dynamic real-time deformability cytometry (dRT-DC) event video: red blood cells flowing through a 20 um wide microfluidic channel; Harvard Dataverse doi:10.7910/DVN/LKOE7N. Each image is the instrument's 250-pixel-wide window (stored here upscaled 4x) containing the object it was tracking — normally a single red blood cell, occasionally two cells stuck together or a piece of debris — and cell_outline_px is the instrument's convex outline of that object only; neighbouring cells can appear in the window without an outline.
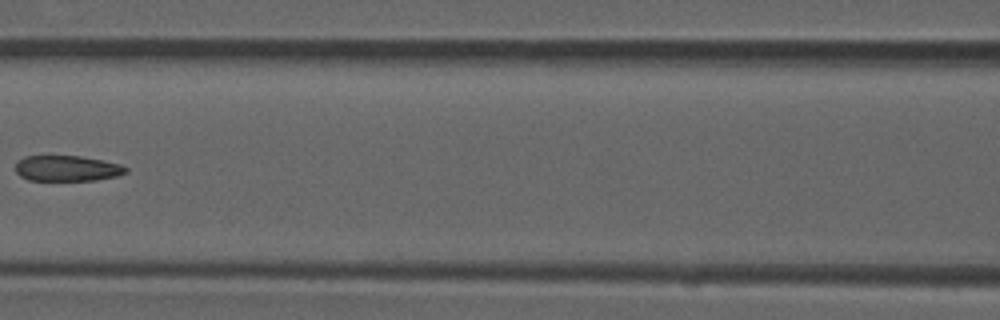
{"species": "common noctule bat (a hibernating species)", "species_latin": "Nyctalus noctula", "temperature_condition": "room temperature", "stored_images_in_passage": 6, "camera_frame_rate_fps": 3000, "um_per_image_px": 0.085, "animal": {"sex": "male", "forearm_length_mm": 52.5}, "frame": {"image": 1, "passage_image": 6, "time_ms": 1.667, "image_size_px": [1000, 320], "cell_outline_px": [[128, 172], [116, 176], [96, 180], [28, 180], [20, 176], [16, 172], [16, 160], [24, 156], [80, 156], [104, 160], [120, 164], [128, 168]], "centroid_in_image_um": [5.7, 14.3], "position_along_channel_um": 160.9, "area_um2": 16.59}}